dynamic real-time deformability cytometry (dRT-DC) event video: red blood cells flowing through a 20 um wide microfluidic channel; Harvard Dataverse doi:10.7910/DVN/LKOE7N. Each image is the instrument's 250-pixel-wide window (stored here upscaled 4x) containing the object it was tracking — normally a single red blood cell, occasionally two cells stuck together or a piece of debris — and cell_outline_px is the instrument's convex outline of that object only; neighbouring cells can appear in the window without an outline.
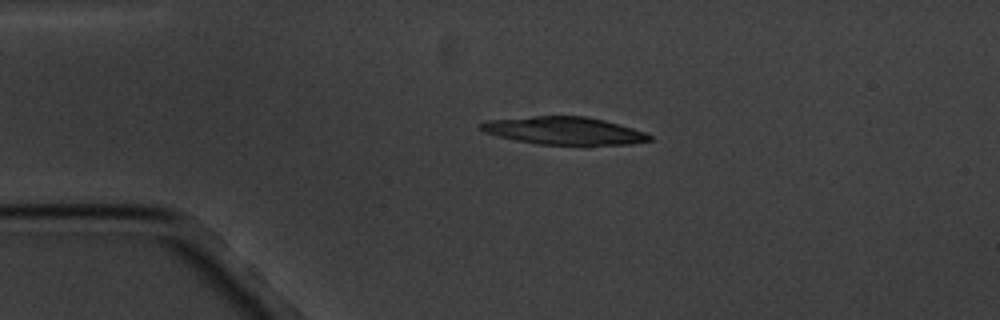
{"species": "common noctule bat (a hibernating species)", "species_latin": "Nyctalus noctula", "temperature_condition": "cold", "stored_images_in_passage": 2, "camera_frame_rate_fps": 3000, "um_per_image_px": 0.085, "animal": {"sex": "male", "body_mass_g": 20.1, "forearm_length_mm": 53.5}, "frame": {"image": 1, "passage_image": 1, "time_ms": 0.0, "image_size_px": [1000, 320], "cell_outline_px": [[652, 140], [632, 144], [536, 144], [496, 136], [484, 132], [480, 128], [480, 124], [488, 120], [532, 116], [584, 116], [604, 120], [632, 128], [644, 132], [652, 136]], "centroid_in_image_um": [47.93, 11.1], "position_along_channel_um": 37.1, "area_um2": 26.93}}